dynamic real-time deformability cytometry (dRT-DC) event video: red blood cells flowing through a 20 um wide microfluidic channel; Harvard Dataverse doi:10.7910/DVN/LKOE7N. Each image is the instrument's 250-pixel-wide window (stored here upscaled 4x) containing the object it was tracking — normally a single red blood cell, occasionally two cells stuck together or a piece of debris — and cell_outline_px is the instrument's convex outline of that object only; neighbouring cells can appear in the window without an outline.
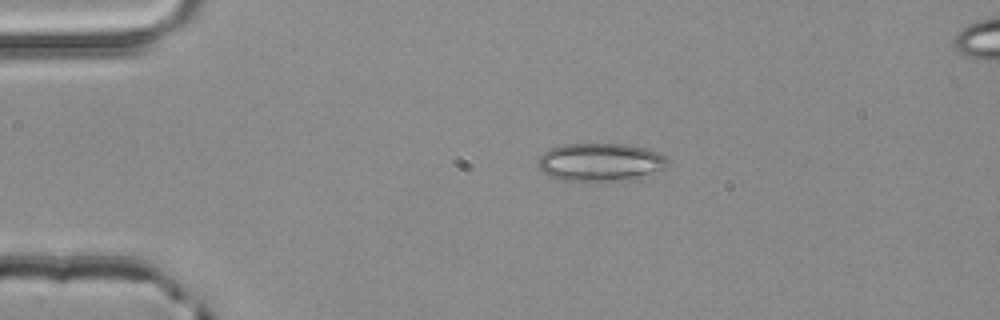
{"species": "common noctule bat (a hibernating species)", "species_latin": "Nyctalus noctula", "temperature_condition": "room temperature", "stored_images_in_passage": 3, "segment_of_instrument_passage": [1, 2], "camera_frame_rate_fps": 3000, "um_per_image_px": 0.085, "animal": {"sex": "male", "body_mass_g": 20.4}, "frame": {"image": 1, "passage_image": 1, "time_ms": 0.0, "image_size_px": [1000, 320], "cell_outline_px": [[668, 164], [664, 168], [652, 176], [632, 180], [588, 184], [560, 180], [548, 176], [540, 168], [540, 156], [544, 152], [552, 148], [564, 144], [628, 144], [644, 148], [656, 152], [664, 156], [668, 160]], "centroid_in_image_um": [51.07, 13.85], "position_along_channel_um": 33.9, "area_um2": 29.77}}